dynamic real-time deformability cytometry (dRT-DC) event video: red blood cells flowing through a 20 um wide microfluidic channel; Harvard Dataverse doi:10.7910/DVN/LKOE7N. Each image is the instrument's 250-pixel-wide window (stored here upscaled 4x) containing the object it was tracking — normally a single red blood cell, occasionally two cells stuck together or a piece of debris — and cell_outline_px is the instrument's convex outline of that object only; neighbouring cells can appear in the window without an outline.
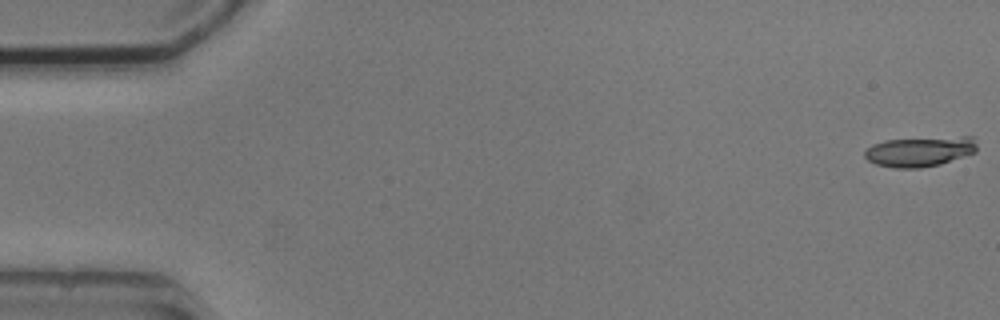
{"species": "common noctule bat (a hibernating species)", "species_latin": "Nyctalus noctula", "temperature_condition": "cold", "stored_images_in_passage": 5, "camera_frame_rate_fps": 3000, "um_per_image_px": 0.085, "animal": {"sex": "male", "body_mass_g": 20.5, "forearm_length_mm": 52.5}, "frame": {"image": 1, "passage_image": 1, "time_ms": 0.0, "image_size_px": [1000, 320], "cell_outline_px": [[976, 152], [940, 164], [920, 168], [892, 168], [876, 164], [868, 160], [864, 156], [864, 152], [872, 144], [884, 140], [964, 136], [972, 136], [976, 144]], "centroid_in_image_um": [78.17, 12.88], "position_along_channel_um": 6.8, "area_um2": 19.65}}